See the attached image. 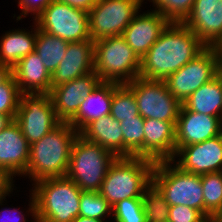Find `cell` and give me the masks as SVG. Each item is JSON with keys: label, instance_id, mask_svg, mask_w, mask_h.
<instances>
[{"label": "cell", "instance_id": "cell-14", "mask_svg": "<svg viewBox=\"0 0 222 222\" xmlns=\"http://www.w3.org/2000/svg\"><path fill=\"white\" fill-rule=\"evenodd\" d=\"M183 24L207 47H217L222 42V0H194Z\"/></svg>", "mask_w": 222, "mask_h": 222}, {"label": "cell", "instance_id": "cell-28", "mask_svg": "<svg viewBox=\"0 0 222 222\" xmlns=\"http://www.w3.org/2000/svg\"><path fill=\"white\" fill-rule=\"evenodd\" d=\"M144 123L145 119L140 115L120 122L123 133V157L143 158Z\"/></svg>", "mask_w": 222, "mask_h": 222}, {"label": "cell", "instance_id": "cell-7", "mask_svg": "<svg viewBox=\"0 0 222 222\" xmlns=\"http://www.w3.org/2000/svg\"><path fill=\"white\" fill-rule=\"evenodd\" d=\"M152 183L164 195L169 206L184 205L204 216L201 175L183 171L173 160L156 162Z\"/></svg>", "mask_w": 222, "mask_h": 222}, {"label": "cell", "instance_id": "cell-13", "mask_svg": "<svg viewBox=\"0 0 222 222\" xmlns=\"http://www.w3.org/2000/svg\"><path fill=\"white\" fill-rule=\"evenodd\" d=\"M173 162L183 171L196 175L222 171V134L182 147Z\"/></svg>", "mask_w": 222, "mask_h": 222}, {"label": "cell", "instance_id": "cell-17", "mask_svg": "<svg viewBox=\"0 0 222 222\" xmlns=\"http://www.w3.org/2000/svg\"><path fill=\"white\" fill-rule=\"evenodd\" d=\"M169 24L170 22L154 9L142 14L138 12L122 36L141 59Z\"/></svg>", "mask_w": 222, "mask_h": 222}, {"label": "cell", "instance_id": "cell-39", "mask_svg": "<svg viewBox=\"0 0 222 222\" xmlns=\"http://www.w3.org/2000/svg\"><path fill=\"white\" fill-rule=\"evenodd\" d=\"M65 3L71 7L89 12L98 2V0H56Z\"/></svg>", "mask_w": 222, "mask_h": 222}, {"label": "cell", "instance_id": "cell-33", "mask_svg": "<svg viewBox=\"0 0 222 222\" xmlns=\"http://www.w3.org/2000/svg\"><path fill=\"white\" fill-rule=\"evenodd\" d=\"M112 218L114 222H147L142 198L118 201L112 207Z\"/></svg>", "mask_w": 222, "mask_h": 222}, {"label": "cell", "instance_id": "cell-6", "mask_svg": "<svg viewBox=\"0 0 222 222\" xmlns=\"http://www.w3.org/2000/svg\"><path fill=\"white\" fill-rule=\"evenodd\" d=\"M141 59L122 35L94 42V71L101 81L126 84L139 77Z\"/></svg>", "mask_w": 222, "mask_h": 222}, {"label": "cell", "instance_id": "cell-9", "mask_svg": "<svg viewBox=\"0 0 222 222\" xmlns=\"http://www.w3.org/2000/svg\"><path fill=\"white\" fill-rule=\"evenodd\" d=\"M126 85L135 95L142 118L177 122L182 103L170 93L164 80L136 77Z\"/></svg>", "mask_w": 222, "mask_h": 222}, {"label": "cell", "instance_id": "cell-4", "mask_svg": "<svg viewBox=\"0 0 222 222\" xmlns=\"http://www.w3.org/2000/svg\"><path fill=\"white\" fill-rule=\"evenodd\" d=\"M155 162L137 156L117 157L110 165L99 193L114 206L128 198H142L152 184Z\"/></svg>", "mask_w": 222, "mask_h": 222}, {"label": "cell", "instance_id": "cell-45", "mask_svg": "<svg viewBox=\"0 0 222 222\" xmlns=\"http://www.w3.org/2000/svg\"><path fill=\"white\" fill-rule=\"evenodd\" d=\"M217 222H222V213L218 216Z\"/></svg>", "mask_w": 222, "mask_h": 222}, {"label": "cell", "instance_id": "cell-42", "mask_svg": "<svg viewBox=\"0 0 222 222\" xmlns=\"http://www.w3.org/2000/svg\"><path fill=\"white\" fill-rule=\"evenodd\" d=\"M72 222H105L104 220H97L89 217H76Z\"/></svg>", "mask_w": 222, "mask_h": 222}, {"label": "cell", "instance_id": "cell-25", "mask_svg": "<svg viewBox=\"0 0 222 222\" xmlns=\"http://www.w3.org/2000/svg\"><path fill=\"white\" fill-rule=\"evenodd\" d=\"M183 105L189 111L222 118V76L220 73L192 93Z\"/></svg>", "mask_w": 222, "mask_h": 222}, {"label": "cell", "instance_id": "cell-31", "mask_svg": "<svg viewBox=\"0 0 222 222\" xmlns=\"http://www.w3.org/2000/svg\"><path fill=\"white\" fill-rule=\"evenodd\" d=\"M112 205L99 193L83 191L80 196L79 215L97 220L112 216Z\"/></svg>", "mask_w": 222, "mask_h": 222}, {"label": "cell", "instance_id": "cell-44", "mask_svg": "<svg viewBox=\"0 0 222 222\" xmlns=\"http://www.w3.org/2000/svg\"><path fill=\"white\" fill-rule=\"evenodd\" d=\"M201 222H217V219L213 217H205Z\"/></svg>", "mask_w": 222, "mask_h": 222}, {"label": "cell", "instance_id": "cell-23", "mask_svg": "<svg viewBox=\"0 0 222 222\" xmlns=\"http://www.w3.org/2000/svg\"><path fill=\"white\" fill-rule=\"evenodd\" d=\"M79 134L112 152L116 157H123V133L120 122L110 114L90 122Z\"/></svg>", "mask_w": 222, "mask_h": 222}, {"label": "cell", "instance_id": "cell-26", "mask_svg": "<svg viewBox=\"0 0 222 222\" xmlns=\"http://www.w3.org/2000/svg\"><path fill=\"white\" fill-rule=\"evenodd\" d=\"M69 42L37 28L35 53L43 60L46 70L52 75L65 56Z\"/></svg>", "mask_w": 222, "mask_h": 222}, {"label": "cell", "instance_id": "cell-1", "mask_svg": "<svg viewBox=\"0 0 222 222\" xmlns=\"http://www.w3.org/2000/svg\"><path fill=\"white\" fill-rule=\"evenodd\" d=\"M206 47L183 23H170L141 58L139 77L165 80Z\"/></svg>", "mask_w": 222, "mask_h": 222}, {"label": "cell", "instance_id": "cell-24", "mask_svg": "<svg viewBox=\"0 0 222 222\" xmlns=\"http://www.w3.org/2000/svg\"><path fill=\"white\" fill-rule=\"evenodd\" d=\"M33 30L13 29L0 36V63L11 69L29 53L34 52L38 25Z\"/></svg>", "mask_w": 222, "mask_h": 222}, {"label": "cell", "instance_id": "cell-22", "mask_svg": "<svg viewBox=\"0 0 222 222\" xmlns=\"http://www.w3.org/2000/svg\"><path fill=\"white\" fill-rule=\"evenodd\" d=\"M112 99L113 82L101 81L81 101L79 110L68 123L80 133L90 122L110 114Z\"/></svg>", "mask_w": 222, "mask_h": 222}, {"label": "cell", "instance_id": "cell-2", "mask_svg": "<svg viewBox=\"0 0 222 222\" xmlns=\"http://www.w3.org/2000/svg\"><path fill=\"white\" fill-rule=\"evenodd\" d=\"M79 133L68 123L61 122L30 145V157L25 177L37 181L66 176L72 144Z\"/></svg>", "mask_w": 222, "mask_h": 222}, {"label": "cell", "instance_id": "cell-36", "mask_svg": "<svg viewBox=\"0 0 222 222\" xmlns=\"http://www.w3.org/2000/svg\"><path fill=\"white\" fill-rule=\"evenodd\" d=\"M18 7L20 6L21 13L16 17L17 22L21 19L26 18L28 14L34 16L35 21L37 17L47 8L53 0H18Z\"/></svg>", "mask_w": 222, "mask_h": 222}, {"label": "cell", "instance_id": "cell-30", "mask_svg": "<svg viewBox=\"0 0 222 222\" xmlns=\"http://www.w3.org/2000/svg\"><path fill=\"white\" fill-rule=\"evenodd\" d=\"M142 200L147 222L168 221L170 206L153 183L145 190Z\"/></svg>", "mask_w": 222, "mask_h": 222}, {"label": "cell", "instance_id": "cell-32", "mask_svg": "<svg viewBox=\"0 0 222 222\" xmlns=\"http://www.w3.org/2000/svg\"><path fill=\"white\" fill-rule=\"evenodd\" d=\"M170 23H183L190 15L194 0H148Z\"/></svg>", "mask_w": 222, "mask_h": 222}, {"label": "cell", "instance_id": "cell-35", "mask_svg": "<svg viewBox=\"0 0 222 222\" xmlns=\"http://www.w3.org/2000/svg\"><path fill=\"white\" fill-rule=\"evenodd\" d=\"M205 217L196 209L184 205L170 206L169 222H201Z\"/></svg>", "mask_w": 222, "mask_h": 222}, {"label": "cell", "instance_id": "cell-37", "mask_svg": "<svg viewBox=\"0 0 222 222\" xmlns=\"http://www.w3.org/2000/svg\"><path fill=\"white\" fill-rule=\"evenodd\" d=\"M31 196V197H30ZM30 197V201H29V208H28V215L30 213V215L32 216V219L34 220V222H37L36 220V203H35V198L34 195L32 194V192L29 195ZM12 209V210H11ZM5 211V214H4ZM2 212V215H1ZM9 212V214H7ZM15 212V214H14ZM13 213V214H10ZM17 213V214H16ZM22 211H18V209L16 208H5L2 211H0V222H26L28 220H26L27 218H25L28 215L22 214ZM11 215V216H10ZM4 217V219H3Z\"/></svg>", "mask_w": 222, "mask_h": 222}, {"label": "cell", "instance_id": "cell-34", "mask_svg": "<svg viewBox=\"0 0 222 222\" xmlns=\"http://www.w3.org/2000/svg\"><path fill=\"white\" fill-rule=\"evenodd\" d=\"M21 94L14 75L11 74L0 84V113L9 115L15 120Z\"/></svg>", "mask_w": 222, "mask_h": 222}, {"label": "cell", "instance_id": "cell-21", "mask_svg": "<svg viewBox=\"0 0 222 222\" xmlns=\"http://www.w3.org/2000/svg\"><path fill=\"white\" fill-rule=\"evenodd\" d=\"M12 74L22 94H49L51 91V74L35 51L22 58L12 68Z\"/></svg>", "mask_w": 222, "mask_h": 222}, {"label": "cell", "instance_id": "cell-12", "mask_svg": "<svg viewBox=\"0 0 222 222\" xmlns=\"http://www.w3.org/2000/svg\"><path fill=\"white\" fill-rule=\"evenodd\" d=\"M15 121L30 145L61 123L50 94H21Z\"/></svg>", "mask_w": 222, "mask_h": 222}, {"label": "cell", "instance_id": "cell-5", "mask_svg": "<svg viewBox=\"0 0 222 222\" xmlns=\"http://www.w3.org/2000/svg\"><path fill=\"white\" fill-rule=\"evenodd\" d=\"M116 158L112 152L78 134L72 144L66 177L82 191L99 192Z\"/></svg>", "mask_w": 222, "mask_h": 222}, {"label": "cell", "instance_id": "cell-3", "mask_svg": "<svg viewBox=\"0 0 222 222\" xmlns=\"http://www.w3.org/2000/svg\"><path fill=\"white\" fill-rule=\"evenodd\" d=\"M32 186L37 222H72L78 217L83 191L71 179L48 178Z\"/></svg>", "mask_w": 222, "mask_h": 222}, {"label": "cell", "instance_id": "cell-41", "mask_svg": "<svg viewBox=\"0 0 222 222\" xmlns=\"http://www.w3.org/2000/svg\"><path fill=\"white\" fill-rule=\"evenodd\" d=\"M12 121H13V119L9 115L0 113V132L5 127H7Z\"/></svg>", "mask_w": 222, "mask_h": 222}, {"label": "cell", "instance_id": "cell-15", "mask_svg": "<svg viewBox=\"0 0 222 222\" xmlns=\"http://www.w3.org/2000/svg\"><path fill=\"white\" fill-rule=\"evenodd\" d=\"M101 82L92 71L67 83L51 88L50 97L58 119L69 122L80 108L81 101Z\"/></svg>", "mask_w": 222, "mask_h": 222}, {"label": "cell", "instance_id": "cell-40", "mask_svg": "<svg viewBox=\"0 0 222 222\" xmlns=\"http://www.w3.org/2000/svg\"><path fill=\"white\" fill-rule=\"evenodd\" d=\"M12 74V69L0 63V84L3 83Z\"/></svg>", "mask_w": 222, "mask_h": 222}, {"label": "cell", "instance_id": "cell-20", "mask_svg": "<svg viewBox=\"0 0 222 222\" xmlns=\"http://www.w3.org/2000/svg\"><path fill=\"white\" fill-rule=\"evenodd\" d=\"M30 157V144L13 120L0 132V167L8 169L15 177L24 176Z\"/></svg>", "mask_w": 222, "mask_h": 222}, {"label": "cell", "instance_id": "cell-29", "mask_svg": "<svg viewBox=\"0 0 222 222\" xmlns=\"http://www.w3.org/2000/svg\"><path fill=\"white\" fill-rule=\"evenodd\" d=\"M110 115L119 122L139 115L135 95L126 84L113 82V99Z\"/></svg>", "mask_w": 222, "mask_h": 222}, {"label": "cell", "instance_id": "cell-18", "mask_svg": "<svg viewBox=\"0 0 222 222\" xmlns=\"http://www.w3.org/2000/svg\"><path fill=\"white\" fill-rule=\"evenodd\" d=\"M94 71V42H69L65 56L51 75V88Z\"/></svg>", "mask_w": 222, "mask_h": 222}, {"label": "cell", "instance_id": "cell-27", "mask_svg": "<svg viewBox=\"0 0 222 222\" xmlns=\"http://www.w3.org/2000/svg\"><path fill=\"white\" fill-rule=\"evenodd\" d=\"M204 217L218 218L222 213V171L201 175Z\"/></svg>", "mask_w": 222, "mask_h": 222}, {"label": "cell", "instance_id": "cell-8", "mask_svg": "<svg viewBox=\"0 0 222 222\" xmlns=\"http://www.w3.org/2000/svg\"><path fill=\"white\" fill-rule=\"evenodd\" d=\"M220 66L218 48L206 47L164 82L170 93L183 104L192 93L219 74Z\"/></svg>", "mask_w": 222, "mask_h": 222}, {"label": "cell", "instance_id": "cell-19", "mask_svg": "<svg viewBox=\"0 0 222 222\" xmlns=\"http://www.w3.org/2000/svg\"><path fill=\"white\" fill-rule=\"evenodd\" d=\"M176 123L145 119L143 158L153 162L174 160L176 155Z\"/></svg>", "mask_w": 222, "mask_h": 222}, {"label": "cell", "instance_id": "cell-43", "mask_svg": "<svg viewBox=\"0 0 222 222\" xmlns=\"http://www.w3.org/2000/svg\"><path fill=\"white\" fill-rule=\"evenodd\" d=\"M217 48L220 53V63H221L220 69H222V42L217 46Z\"/></svg>", "mask_w": 222, "mask_h": 222}, {"label": "cell", "instance_id": "cell-10", "mask_svg": "<svg viewBox=\"0 0 222 222\" xmlns=\"http://www.w3.org/2000/svg\"><path fill=\"white\" fill-rule=\"evenodd\" d=\"M145 0H98L88 12L89 34L93 42L122 35L140 12Z\"/></svg>", "mask_w": 222, "mask_h": 222}, {"label": "cell", "instance_id": "cell-16", "mask_svg": "<svg viewBox=\"0 0 222 222\" xmlns=\"http://www.w3.org/2000/svg\"><path fill=\"white\" fill-rule=\"evenodd\" d=\"M176 153L184 146L222 134V118L189 111L183 104L176 123Z\"/></svg>", "mask_w": 222, "mask_h": 222}, {"label": "cell", "instance_id": "cell-11", "mask_svg": "<svg viewBox=\"0 0 222 222\" xmlns=\"http://www.w3.org/2000/svg\"><path fill=\"white\" fill-rule=\"evenodd\" d=\"M38 27L68 42L91 40L88 12L53 0L35 20Z\"/></svg>", "mask_w": 222, "mask_h": 222}, {"label": "cell", "instance_id": "cell-38", "mask_svg": "<svg viewBox=\"0 0 222 222\" xmlns=\"http://www.w3.org/2000/svg\"><path fill=\"white\" fill-rule=\"evenodd\" d=\"M14 177L8 169L0 167V206L4 205L2 203L6 201V197L15 190Z\"/></svg>", "mask_w": 222, "mask_h": 222}]
</instances>
